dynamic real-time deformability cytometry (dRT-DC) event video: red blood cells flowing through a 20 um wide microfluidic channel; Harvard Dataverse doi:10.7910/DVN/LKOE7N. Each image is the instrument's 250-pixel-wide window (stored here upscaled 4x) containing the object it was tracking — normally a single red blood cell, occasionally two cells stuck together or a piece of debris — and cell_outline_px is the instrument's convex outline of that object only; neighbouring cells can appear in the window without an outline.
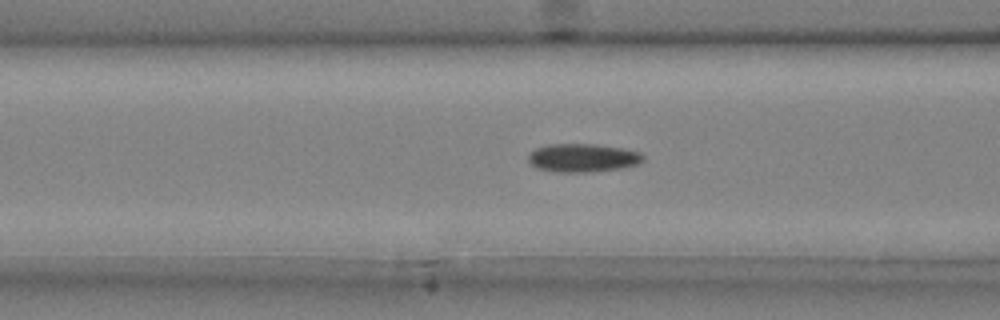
{"species": "common noctule bat (a hibernating species)", "species_latin": "Nyctalus noctula", "temperature_condition": "cold", "stored_images_in_passage": 48, "camera_frame_rate_fps": 3000, "um_per_image_px": 0.085, "animal": {"sex": "male", "body_mass_g": 20.4}, "frame": {"image": 1, "passage_image": 19, "time_ms": 6.0, "image_size_px": [1000, 320], "cell_outline_px": [[644, 160], [636, 164], [620, 168], [588, 172], [556, 172], [536, 168], [528, 160], [528, 156], [536, 148], [548, 144], [596, 144], [624, 148], [640, 152], [644, 156]], "centroid_in_image_um": [49.54, 13.41], "position_along_channel_um": 117.1, "area_um2": 18.96}}
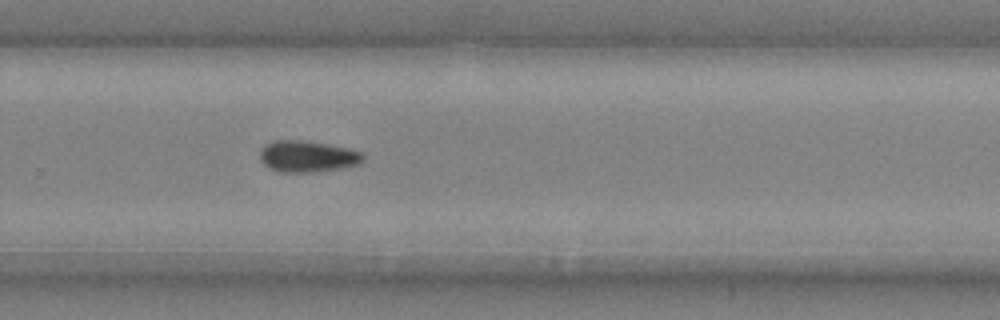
{"frame": {"image": 2, "passage_image": 33, "time_ms": 10.667, "image_size_px": [1000, 320], "cell_outline_px": [[364, 160], [360, 164], [340, 168], [312, 172], [276, 172], [268, 168], [260, 160], [260, 148], [264, 144], [276, 140], [300, 140], [348, 148], [364, 152]], "centroid_in_image_um": [26.11, 13.3], "position_along_channel_um": 303.7, "area_um2": 19.02}}
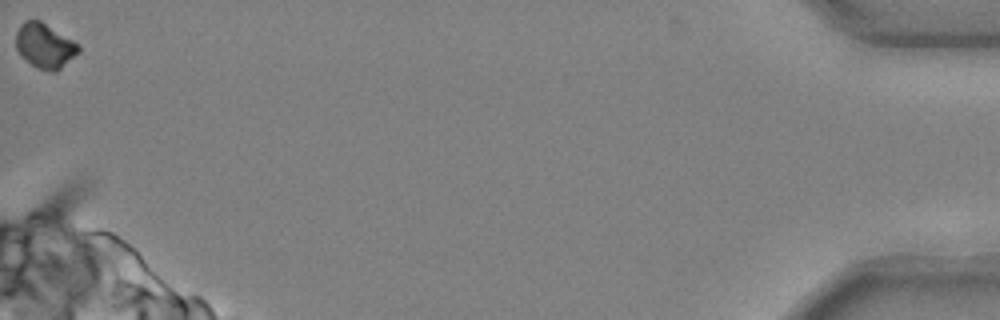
{"frame": {"image": 3, "passage_image": 48, "time_ms": 15.667, "image_size_px": [1000, 320], "cell_outline_px": [[80, 52], [56, 72], [48, 72], [36, 68], [20, 56], [16, 48], [16, 32], [20, 24], [24, 20], [40, 20], [72, 40], [80, 48]], "centroid_in_image_um": [3.77, 3.91], "position_along_channel_um": 431.4, "area_um2": 16.42}}